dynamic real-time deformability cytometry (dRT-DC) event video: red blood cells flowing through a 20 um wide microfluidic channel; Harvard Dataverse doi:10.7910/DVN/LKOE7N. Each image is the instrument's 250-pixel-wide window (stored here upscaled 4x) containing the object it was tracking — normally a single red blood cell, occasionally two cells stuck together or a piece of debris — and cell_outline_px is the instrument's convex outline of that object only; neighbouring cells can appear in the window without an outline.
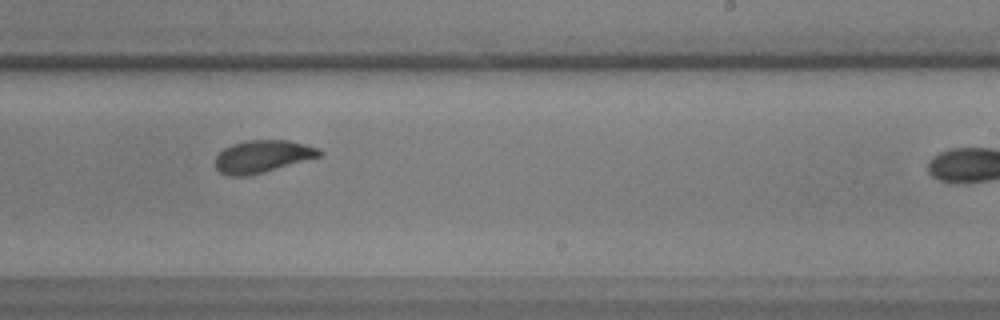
{"species": "common noctule bat (a hibernating species)", "species_latin": "Nyctalus noctula", "temperature_condition": "warm", "stored_images_in_passage": 29, "camera_frame_rate_fps": 3000, "um_per_image_px": 0.085, "animal": {"sex": "male", "body_mass_g": 17.9, "forearm_length_mm": 54.2}, "frame": {"image": 1, "passage_image": 17, "time_ms": 5.333, "image_size_px": [1000, 320], "cell_outline_px": [[324, 152], [320, 156], [248, 176], [228, 176], [220, 172], [216, 168], [216, 156], [224, 148], [232, 144], [248, 140], [288, 140], [320, 148]], "centroid_in_image_um": [22.3, 13.29], "position_along_channel_um": 266.7, "area_um2": 19.48}}
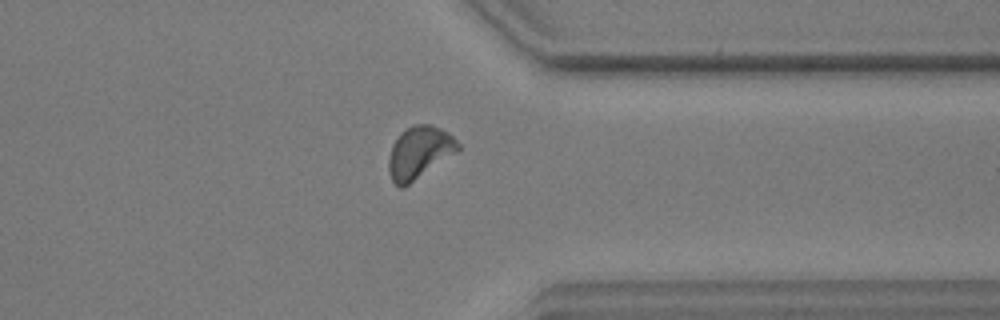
{"frame": {"image": 2, "passage_image": 25, "time_ms": 8.0, "image_size_px": [1000, 320], "cell_outline_px": [[460, 148], [456, 152], [404, 188], [400, 188], [392, 180], [388, 172], [388, 160], [392, 144], [400, 132], [404, 128], [416, 124], [428, 124], [440, 128], [448, 132], [460, 144]], "centroid_in_image_um": [35.61, 12.96], "position_along_channel_um": 375.8, "area_um2": 21.15}}